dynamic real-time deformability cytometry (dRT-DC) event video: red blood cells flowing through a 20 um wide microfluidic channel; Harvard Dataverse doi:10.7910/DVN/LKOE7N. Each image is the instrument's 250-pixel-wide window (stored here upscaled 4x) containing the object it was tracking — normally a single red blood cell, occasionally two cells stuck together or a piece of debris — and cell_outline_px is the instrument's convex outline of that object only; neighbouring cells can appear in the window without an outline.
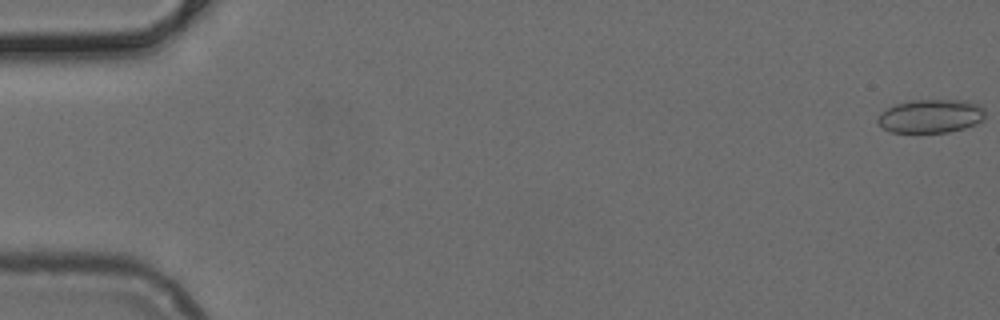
{"species": "common noctule bat (a hibernating species)", "species_latin": "Nyctalus noctula", "temperature_condition": "cold", "stored_images_in_passage": 11, "camera_frame_rate_fps": 3000, "um_per_image_px": 0.085, "animal": {"sex": "female", "body_mass_g": 24.6, "forearm_length_mm": 56.2}, "frame": {"image": 1, "passage_image": 1, "time_ms": 0.0, "image_size_px": [1000, 320], "cell_outline_px": [[984, 120], [976, 124], [964, 128], [948, 132], [892, 132], [884, 128], [876, 120], [880, 112], [896, 104], [912, 100], [968, 100], [980, 104], [984, 108]], "centroid_in_image_um": [79.15, 9.86], "position_along_channel_um": 5.8, "area_um2": 21.1}}